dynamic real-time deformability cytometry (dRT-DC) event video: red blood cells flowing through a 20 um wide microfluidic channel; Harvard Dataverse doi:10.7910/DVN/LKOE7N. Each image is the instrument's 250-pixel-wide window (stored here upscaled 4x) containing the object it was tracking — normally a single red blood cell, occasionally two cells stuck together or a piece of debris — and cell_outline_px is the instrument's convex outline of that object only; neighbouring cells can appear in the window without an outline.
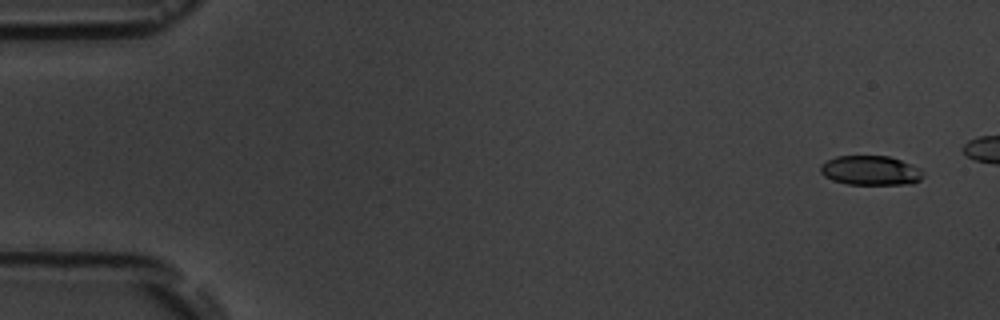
{"species": "common noctule bat (a hibernating species)", "species_latin": "Nyctalus noctula", "temperature_condition": "room temperature", "stored_images_in_passage": 6, "camera_frame_rate_fps": 3000, "um_per_image_px": 0.085, "animal": {"sex": "male", "body_mass_g": 19.5, "forearm_length_mm": 54.6}, "frame": {"image": 1, "passage_image": 1, "time_ms": 0.0, "image_size_px": [1000, 320], "cell_outline_px": [[924, 176], [920, 180], [912, 184], [848, 184], [832, 180], [824, 176], [820, 172], [820, 164], [836, 156], [888, 156], [900, 160], [920, 168], [924, 172]], "centroid_in_image_um": [74.0, 14.49], "position_along_channel_um": 11.0, "area_um2": 17.69}}